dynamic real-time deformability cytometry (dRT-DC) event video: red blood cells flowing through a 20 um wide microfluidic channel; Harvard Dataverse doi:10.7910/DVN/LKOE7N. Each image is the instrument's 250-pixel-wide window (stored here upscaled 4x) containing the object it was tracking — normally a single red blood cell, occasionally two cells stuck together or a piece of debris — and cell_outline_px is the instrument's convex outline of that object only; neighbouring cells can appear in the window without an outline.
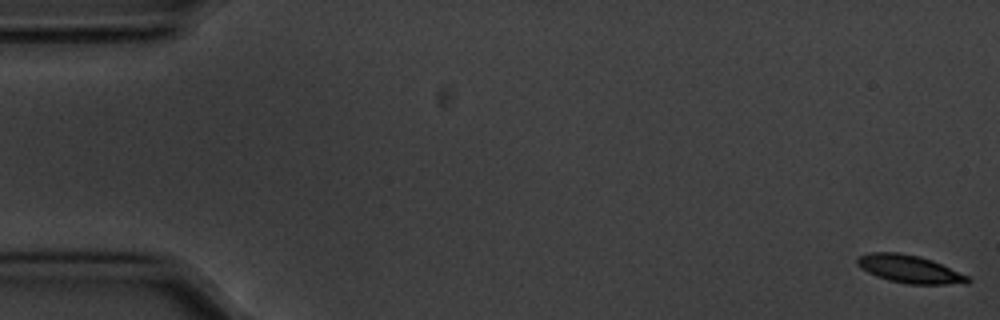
{"species": "common noctule bat (a hibernating species)", "species_latin": "Nyctalus noctula", "temperature_condition": "cold", "stored_images_in_passage": 58, "camera_frame_rate_fps": 3000, "um_per_image_px": 0.085, "animal": {"sex": "male", "body_mass_g": 20.1, "forearm_length_mm": 53.5}, "frame": {"image": 1, "passage_image": 1, "time_ms": 0.0, "image_size_px": [1000, 320], "cell_outline_px": [[972, 280], [968, 284], [908, 284], [888, 280], [876, 276], [860, 268], [856, 264], [856, 256], [868, 252], [896, 252], [920, 256], [932, 260], [968, 276]], "centroid_in_image_um": [77.28, 22.87], "position_along_channel_um": 7.7, "area_um2": 18.09}}
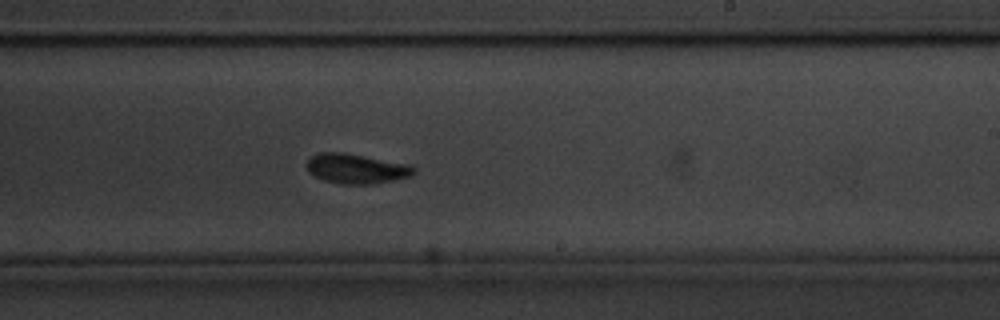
{"frame": {"image": 2, "passage_image": 34, "time_ms": 11.0, "image_size_px": [1000, 320], "cell_outline_px": [[416, 172], [412, 176], [372, 184], [340, 184], [324, 180], [308, 172], [304, 164], [312, 156], [320, 152], [344, 152], [412, 164], [416, 168]], "centroid_in_image_um": [30.31, 14.32], "position_along_channel_um": 258.7, "area_um2": 18.9}}
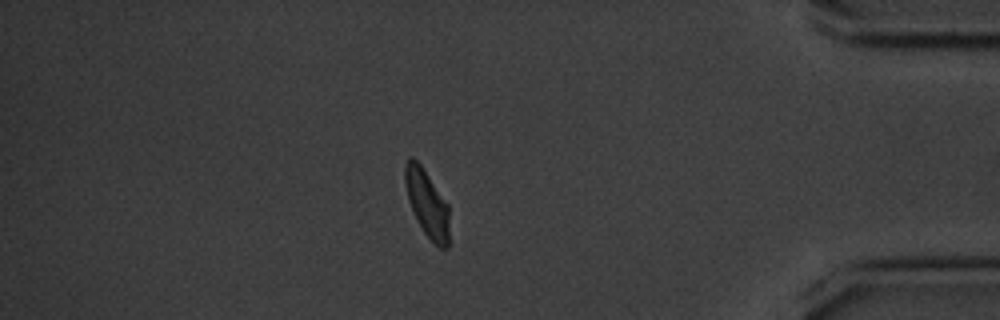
{"frame": {"image": 3, "passage_image": 49, "time_ms": 16.0, "image_size_px": [1000, 320], "cell_outline_px": [[448, 248], [440, 248], [424, 232], [408, 200], [404, 184], [404, 164], [408, 156], [412, 156], [420, 164], [448, 204]], "centroid_in_image_um": [36.27, 17.22], "position_along_channel_um": 398.9, "area_um2": 16.99}, "authors_computed_cell_mechanics": {"area_um2": 18.1492, "velocity_mm_per_s": 3.5294, "shape_relaxation_time_tau1_ms": 1.8956, "shape_relaxation_time_tau2_ms": 10.143, "deformation_change_tau1": 0.115, "deformation_change_tau2": 0.1369}}